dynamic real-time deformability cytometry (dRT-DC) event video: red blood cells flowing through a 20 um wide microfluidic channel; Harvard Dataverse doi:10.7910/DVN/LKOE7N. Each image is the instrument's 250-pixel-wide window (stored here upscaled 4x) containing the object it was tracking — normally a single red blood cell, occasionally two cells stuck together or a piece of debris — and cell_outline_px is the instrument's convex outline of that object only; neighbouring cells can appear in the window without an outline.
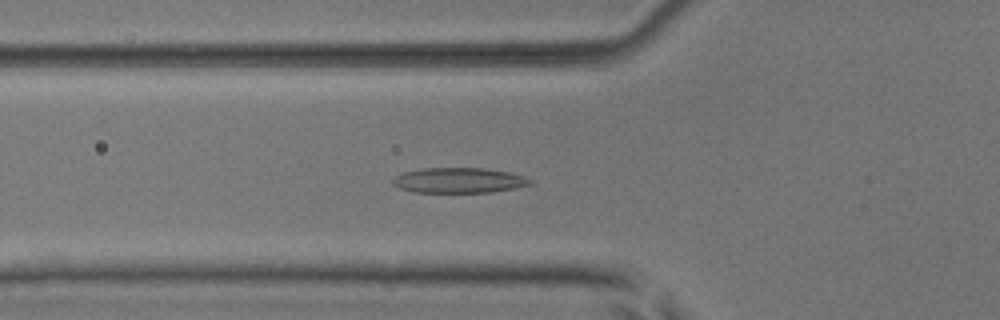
{"species": "common noctule bat (a hibernating species)", "species_latin": "Nyctalus noctula", "temperature_condition": "room temperature", "stored_images_in_passage": 50, "camera_frame_rate_fps": 3000, "um_per_image_px": 0.085, "animal": {"sex": "male", "body_mass_g": 17.9, "forearm_length_mm": 54.2}, "frame": {"image": 1, "passage_image": 18, "time_ms": 5.667, "image_size_px": [1000, 320], "cell_outline_px": [[532, 184], [492, 192], [412, 192], [400, 188], [392, 184], [392, 176], [404, 172], [424, 168], [484, 168], [508, 172], [524, 176], [532, 180]], "centroid_in_image_um": [38.96, 15.32], "position_along_channel_um": 86.8, "area_um2": 20.17}}
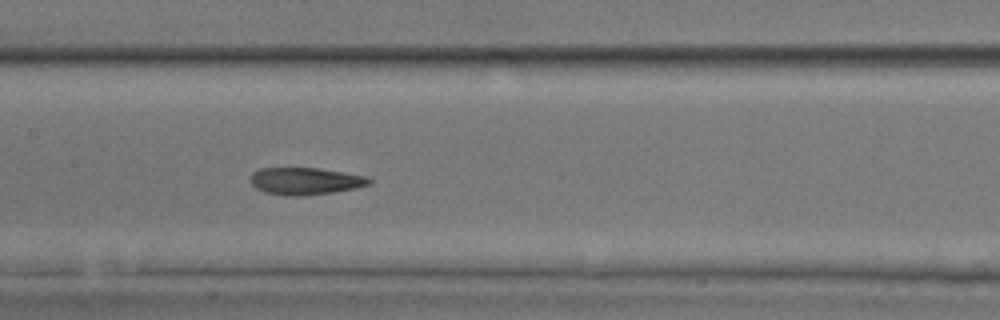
{"frame": {"image": 2, "passage_image": 25, "time_ms": 8.0, "image_size_px": [1000, 320], "cell_outline_px": [[372, 184], [356, 188], [332, 192], [304, 196], [288, 196], [264, 192], [256, 188], [248, 180], [248, 176], [252, 172], [260, 168], [320, 168], [368, 176], [372, 180]], "centroid_in_image_um": [25.94, 15.39], "position_along_channel_um": 181.5, "area_um2": 19.13}}
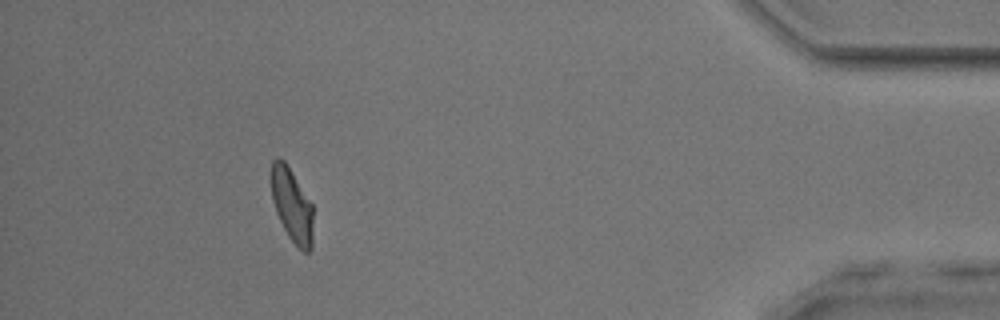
{"frame": {"image": 3, "passage_image": 46, "time_ms": 15.0, "image_size_px": [1000, 320], "cell_outline_px": [[312, 248], [308, 252], [304, 252], [288, 236], [276, 212], [272, 200], [272, 160], [276, 156], [280, 156], [284, 160], [312, 204]], "centroid_in_image_um": [24.81, 17.42], "position_along_channel_um": 410.4, "area_um2": 17.63}, "authors_computed_cell_mechanics": {"area_um2": 19.2763, "velocity_mm_per_s": 4.0502, "shape_relaxation_time_tau1_ms": 5.3874, "shape_relaxation_time_tau2_ms": 2.5365, "deformation_change_tau1": 0.1773, "deformation_change_tau2": 0.0919}}